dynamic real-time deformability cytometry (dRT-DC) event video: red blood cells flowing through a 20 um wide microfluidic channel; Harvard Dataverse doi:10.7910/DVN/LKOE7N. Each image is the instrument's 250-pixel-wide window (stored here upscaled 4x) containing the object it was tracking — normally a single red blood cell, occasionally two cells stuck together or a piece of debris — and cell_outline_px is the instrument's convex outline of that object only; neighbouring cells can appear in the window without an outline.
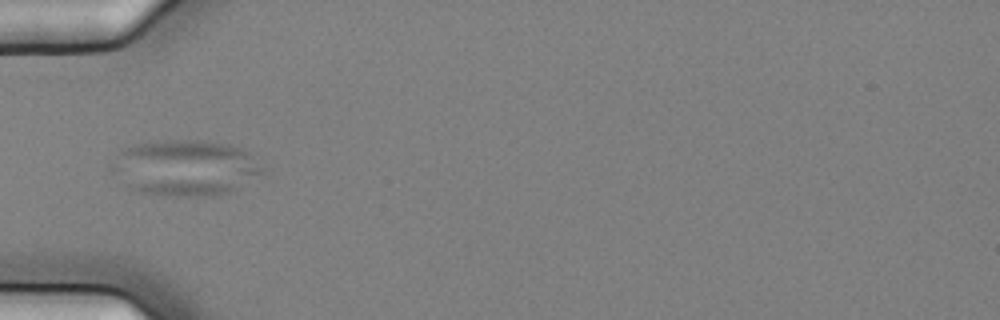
{"species": "common noctule bat (a hibernating species)", "species_latin": "Nyctalus noctula", "temperature_condition": "cold", "stored_images_in_passage": 7, "camera_frame_rate_fps": 3000, "um_per_image_px": 0.085, "animal": {"sex": "female", "body_mass_g": 25.1}, "frame": {"image": 1, "passage_image": 5, "time_ms": 1.333, "image_size_px": [1000, 320], "cell_outline_px": [[264, 172], [236, 188], [228, 192], [216, 196], [164, 196], [140, 192], [132, 188], [120, 156], [120, 148], [136, 144], [172, 140], [196, 140], [228, 144], [240, 148], [248, 152], [264, 168]], "centroid_in_image_um": [15.98, 14.26], "position_along_channel_um": 69.0, "area_um2": 46.64}}
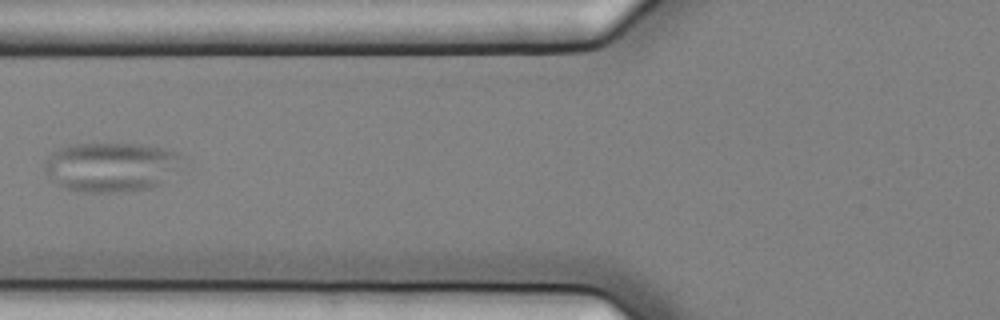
{"frame": {"image": 2, "passage_image": 6, "time_ms": 1.667, "image_size_px": [1000, 320], "cell_outline_px": [[184, 156], [176, 168], [160, 184], [152, 188], [124, 192], [80, 192], [64, 188], [52, 180], [48, 176], [44, 168], [44, 160], [52, 152], [68, 144], [140, 144], [164, 148], [176, 152]], "centroid_in_image_um": [9.39, 14.19], "position_along_channel_um": 116.4, "area_um2": 39.71}}
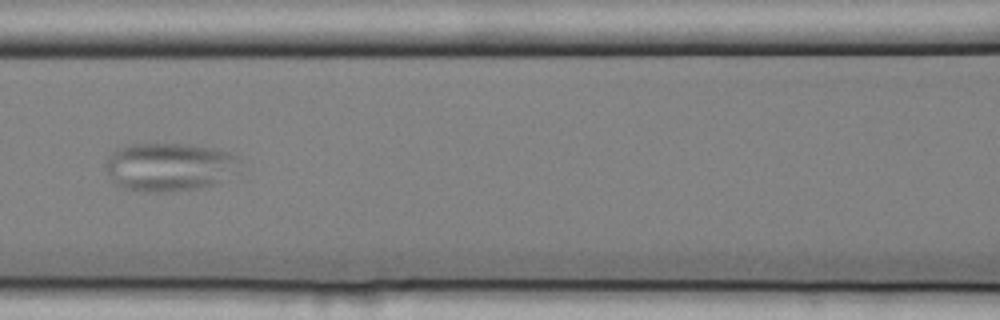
{"frame": {"image": 3, "passage_image": 7, "time_ms": 2.0, "image_size_px": [1000, 320], "cell_outline_px": [[240, 172], [204, 188], [168, 192], [144, 192], [124, 188], [112, 184], [104, 168], [104, 160], [116, 148], [128, 144], [192, 144], [212, 148], [228, 152], [240, 156]], "centroid_in_image_um": [14.37, 14.19], "position_along_channel_um": 152.2, "area_um2": 38.9}}